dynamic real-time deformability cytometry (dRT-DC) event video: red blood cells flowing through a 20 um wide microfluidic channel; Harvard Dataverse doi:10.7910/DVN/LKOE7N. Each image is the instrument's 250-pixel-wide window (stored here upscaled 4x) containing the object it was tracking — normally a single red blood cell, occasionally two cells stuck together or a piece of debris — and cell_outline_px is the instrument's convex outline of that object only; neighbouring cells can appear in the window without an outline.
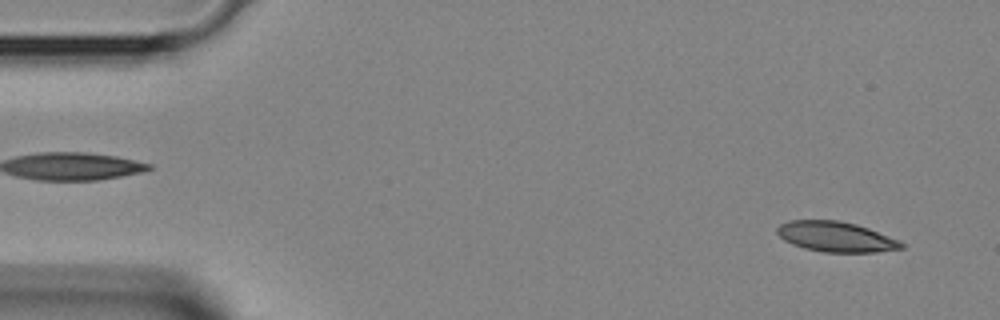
{"species": "Egyptian fruit bat (a non-hibernating species)", "species_latin": "Rousettus aegyptiacus", "temperature_condition": "room temperature", "stored_images_in_passage": 41, "camera_frame_rate_fps": 3000, "um_per_image_px": 0.085, "animal": {"sex": "female"}, "frame": {"image": 1, "passage_image": 2, "time_ms": 0.333, "image_size_px": [1000, 320], "cell_outline_px": [[904, 248], [876, 252], [824, 252], [804, 248], [792, 244], [784, 240], [776, 232], [776, 228], [780, 224], [788, 220], [836, 220], [856, 224], [868, 228], [900, 240], [904, 244]], "centroid_in_image_um": [71.04, 20.12], "position_along_channel_um": 14.0, "area_um2": 21.91}}
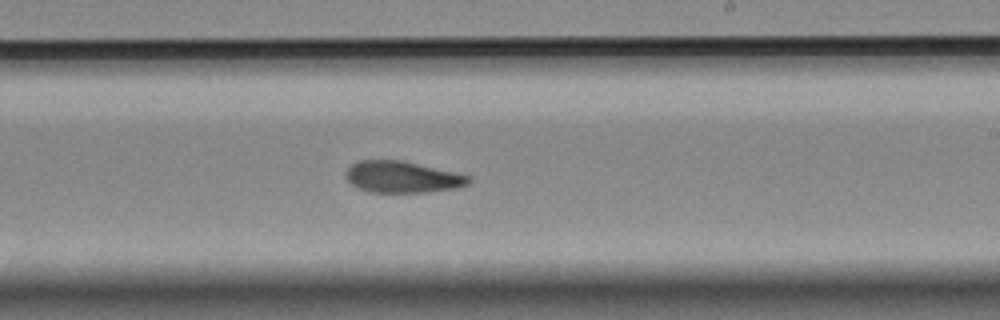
{"frame": {"image": 2, "passage_image": 24, "time_ms": 7.667, "image_size_px": [1000, 320], "cell_outline_px": [[472, 180], [468, 184], [456, 188], [424, 192], [372, 192], [356, 188], [344, 176], [348, 168], [352, 164], [360, 160], [404, 160], [472, 176]], "centroid_in_image_um": [34.21, 15.04], "position_along_channel_um": 254.8, "area_um2": 22.66}}
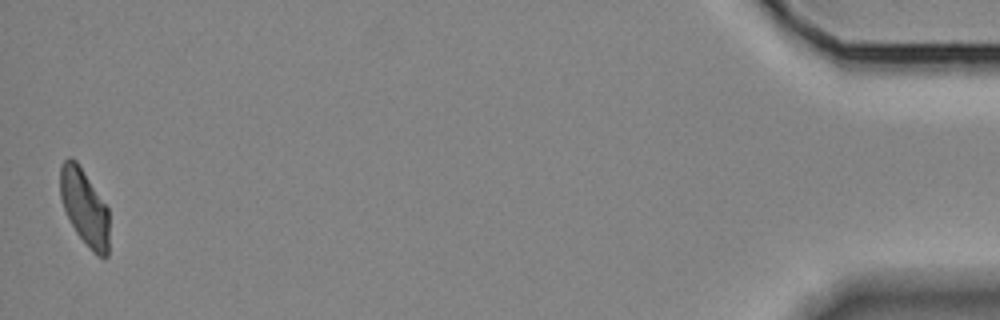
{"frame": {"image": 3, "passage_image": 41, "time_ms": 13.333, "image_size_px": [1000, 320], "cell_outline_px": [[108, 256], [96, 256], [92, 252], [76, 232], [60, 200], [60, 164], [68, 156], [72, 156], [76, 160], [108, 208]], "centroid_in_image_um": [7.16, 17.59], "position_along_channel_um": 428.0, "area_um2": 21.62}}